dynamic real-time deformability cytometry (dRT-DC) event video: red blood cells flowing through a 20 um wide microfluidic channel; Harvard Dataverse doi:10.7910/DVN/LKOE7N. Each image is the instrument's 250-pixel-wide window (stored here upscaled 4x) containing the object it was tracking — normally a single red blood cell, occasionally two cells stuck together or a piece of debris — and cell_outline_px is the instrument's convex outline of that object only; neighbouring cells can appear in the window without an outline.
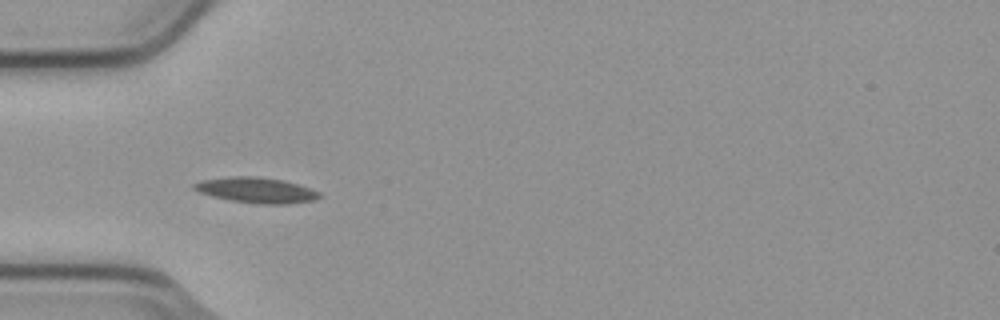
{"species": "common noctule bat (a hibernating species)", "species_latin": "Nyctalus noctula", "temperature_condition": "cold", "stored_images_in_passage": 6, "camera_frame_rate_fps": 3000, "um_per_image_px": 0.085, "animal": {"sex": "male", "body_mass_g": 23.1, "forearm_length_mm": 52.7}, "frame": {"image": 1, "passage_image": 5, "time_ms": 1.333, "image_size_px": [1000, 320], "cell_outline_px": [[320, 196], [312, 200], [288, 204], [256, 204], [232, 200], [212, 196], [200, 192], [192, 188], [192, 184], [200, 180], [228, 176], [256, 176], [284, 180], [320, 192]], "centroid_in_image_um": [21.73, 16.15], "position_along_channel_um": 63.3, "area_um2": 18.55}}
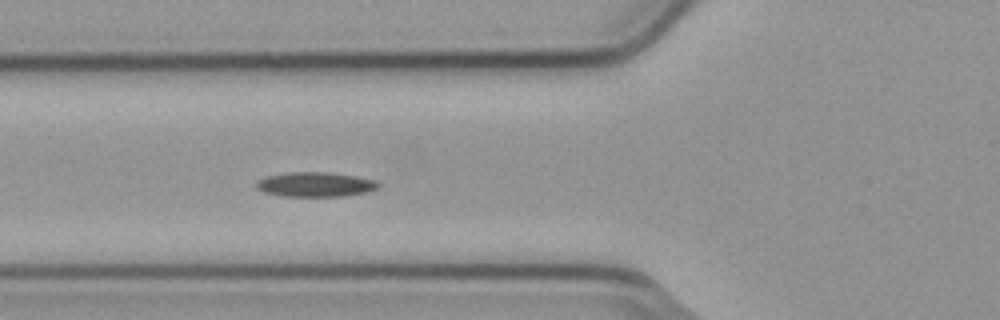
{"frame": {"image": 2, "passage_image": 6, "time_ms": 1.667, "image_size_px": [1000, 320], "cell_outline_px": [[380, 188], [364, 192], [344, 196], [284, 196], [264, 192], [256, 188], [256, 180], [264, 176], [288, 172], [328, 172], [356, 176], [376, 180], [380, 184]], "centroid_in_image_um": [26.78, 15.67], "position_along_channel_um": 99.0, "area_um2": 17.63}}